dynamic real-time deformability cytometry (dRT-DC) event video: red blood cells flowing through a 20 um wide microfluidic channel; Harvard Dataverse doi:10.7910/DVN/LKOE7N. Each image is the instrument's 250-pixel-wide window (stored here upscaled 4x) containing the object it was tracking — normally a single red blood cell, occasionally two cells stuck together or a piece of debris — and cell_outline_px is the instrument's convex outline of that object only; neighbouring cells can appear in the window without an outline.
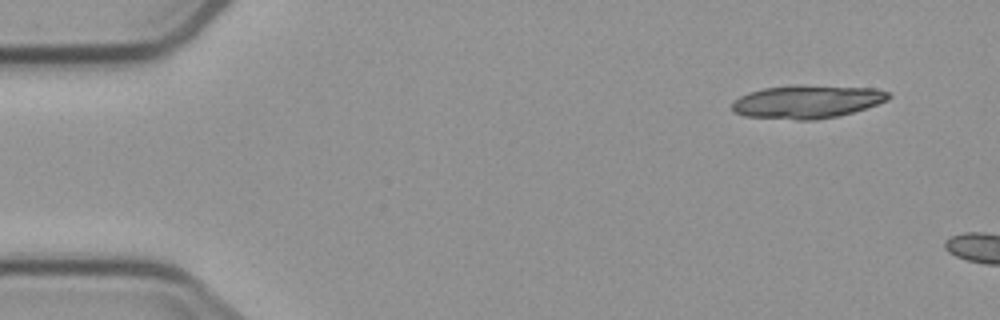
{"species": "common noctule bat (a hibernating species)", "species_latin": "Nyctalus noctula", "temperature_condition": "cold", "stored_images_in_passage": 2, "camera_frame_rate_fps": 3000, "um_per_image_px": 0.085, "animal": {"sex": "male", "body_mass_g": 23.1, "forearm_length_mm": 52.7}, "frame": {"image": 1, "passage_image": 1, "time_ms": 0.0, "image_size_px": [1000, 320], "cell_outline_px": [[892, 96], [888, 100], [840, 116], [816, 120], [796, 120], [744, 116], [732, 112], [732, 104], [740, 96], [748, 92], [764, 88], [876, 88], [888, 92]], "centroid_in_image_um": [68.57, 8.71], "position_along_channel_um": 16.4, "area_um2": 28.96}}